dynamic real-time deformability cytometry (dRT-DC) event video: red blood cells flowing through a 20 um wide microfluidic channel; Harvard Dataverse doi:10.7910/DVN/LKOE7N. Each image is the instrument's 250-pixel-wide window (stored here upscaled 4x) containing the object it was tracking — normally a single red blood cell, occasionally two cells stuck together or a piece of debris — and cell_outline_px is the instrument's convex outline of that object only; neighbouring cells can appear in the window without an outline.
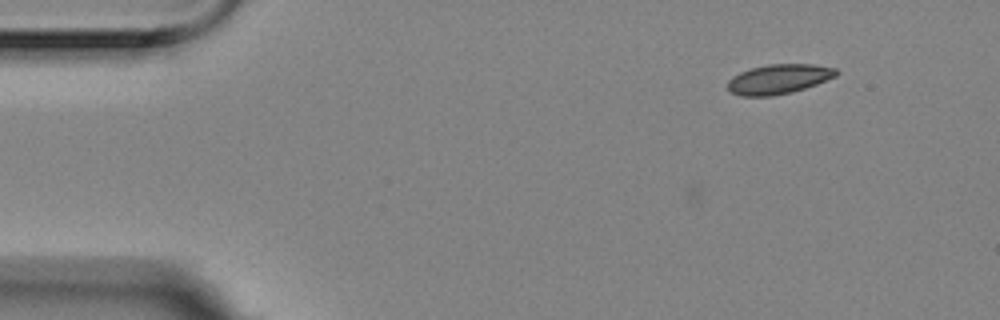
{"species": "Egyptian fruit bat (a non-hibernating species)", "species_latin": "Rousettus aegyptiacus", "temperature_condition": "room temperature", "stored_images_in_passage": 4, "camera_frame_rate_fps": 3000, "um_per_image_px": 0.085, "animal": {"sex": "female"}, "frame": {"image": 1, "passage_image": 1, "time_ms": 0.0, "image_size_px": [1000, 320], "cell_outline_px": [[840, 72], [836, 76], [816, 84], [792, 92], [772, 96], [740, 96], [732, 92], [728, 88], [728, 80], [732, 76], [740, 72], [752, 68], [768, 64], [816, 64], [836, 68]], "centroid_in_image_um": [66.21, 6.71], "position_along_channel_um": 18.8, "area_um2": 18.79}}
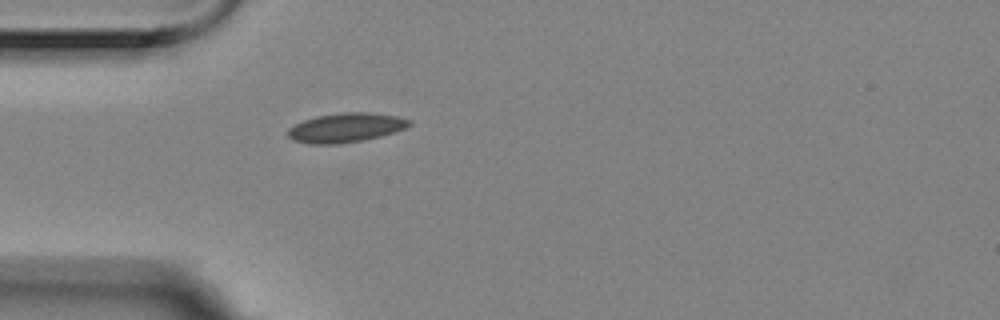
{"frame": {"image": 2, "passage_image": 4, "time_ms": 1.0, "image_size_px": [1000, 320], "cell_outline_px": [[412, 124], [404, 128], [380, 136], [364, 140], [340, 144], [308, 144], [292, 140], [288, 136], [288, 128], [304, 120], [316, 116], [340, 112], [372, 112], [396, 116], [412, 120]], "centroid_in_image_um": [29.38, 10.85], "position_along_channel_um": 55.6, "area_um2": 20.81}}